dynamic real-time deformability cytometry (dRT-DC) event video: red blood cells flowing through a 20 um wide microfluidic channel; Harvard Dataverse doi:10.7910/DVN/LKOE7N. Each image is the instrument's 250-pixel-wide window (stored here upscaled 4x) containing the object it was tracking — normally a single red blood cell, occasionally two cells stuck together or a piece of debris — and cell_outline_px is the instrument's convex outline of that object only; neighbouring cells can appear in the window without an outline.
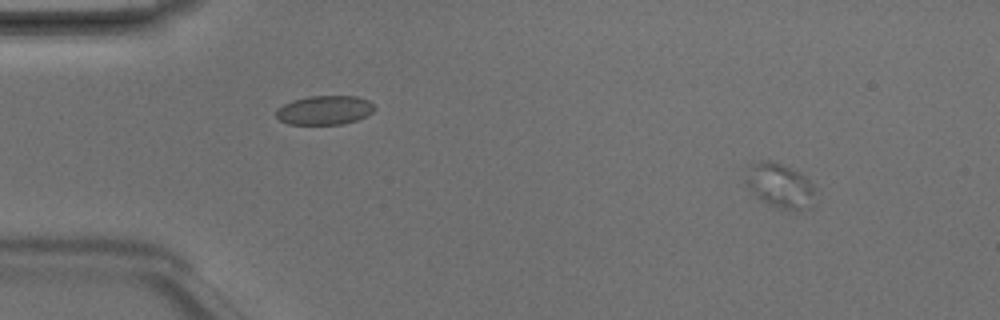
{"species": "Egyptian fruit bat (a non-hibernating species)", "species_latin": "Rousettus aegyptiacus", "temperature_condition": "room temperature", "stored_images_in_passage": 6, "camera_frame_rate_fps": 3000, "um_per_image_px": 0.085, "animal": {"sex": "male"}, "frame": {"image": 1, "passage_image": 1, "time_ms": 0.0, "image_size_px": [1000, 320], "cell_outline_px": [[812, 208], [792, 212], [780, 208], [760, 200], [744, 184], [744, 180], [748, 164], [760, 160], [768, 160], [792, 168], [800, 172], [812, 184]], "centroid_in_image_um": [66.23, 15.78], "position_along_channel_um": 18.8, "area_um2": 18.26}}
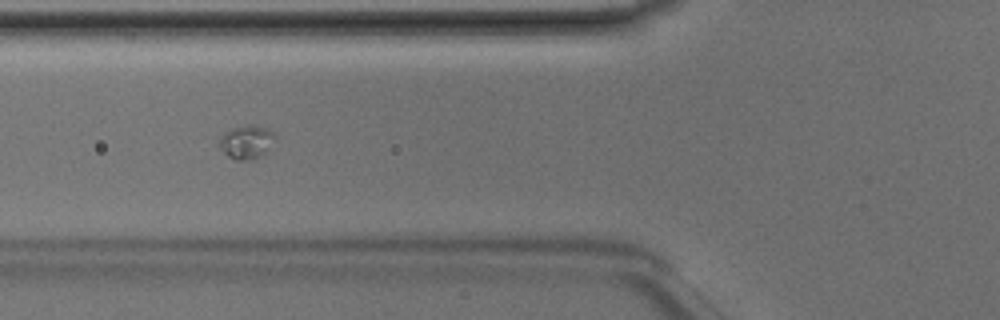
{"frame": {"image": 2, "passage_image": 5, "time_ms": 1.333, "image_size_px": [1000, 320], "cell_outline_px": [[276, 140], [268, 152], [264, 156], [252, 160], [236, 160], [228, 156], [216, 144], [220, 136], [232, 128], [244, 124], [256, 124], [268, 128], [276, 132]], "centroid_in_image_um": [21.01, 12.06], "position_along_channel_um": 104.8, "area_um2": 11.62}}
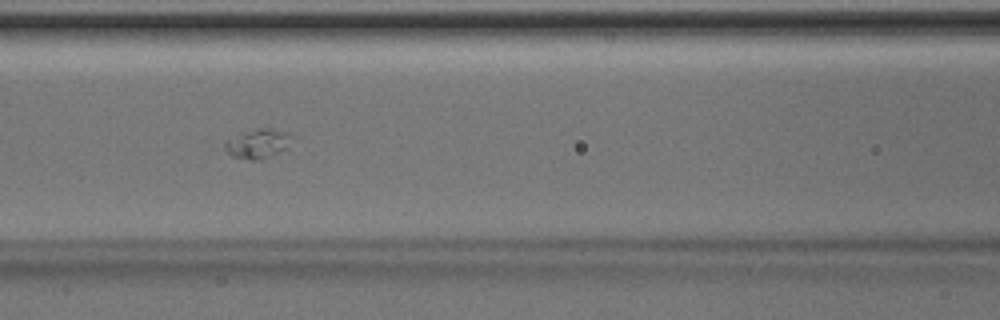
{"frame": {"image": 3, "passage_image": 6, "time_ms": 1.667, "image_size_px": [1000, 320], "cell_outline_px": [[296, 136], [288, 148], [256, 160], [252, 160], [232, 156], [224, 148], [224, 140], [244, 132], [260, 128], [272, 128], [288, 132]], "centroid_in_image_um": [21.96, 12.18], "position_along_channel_um": 144.6, "area_um2": 11.5}}